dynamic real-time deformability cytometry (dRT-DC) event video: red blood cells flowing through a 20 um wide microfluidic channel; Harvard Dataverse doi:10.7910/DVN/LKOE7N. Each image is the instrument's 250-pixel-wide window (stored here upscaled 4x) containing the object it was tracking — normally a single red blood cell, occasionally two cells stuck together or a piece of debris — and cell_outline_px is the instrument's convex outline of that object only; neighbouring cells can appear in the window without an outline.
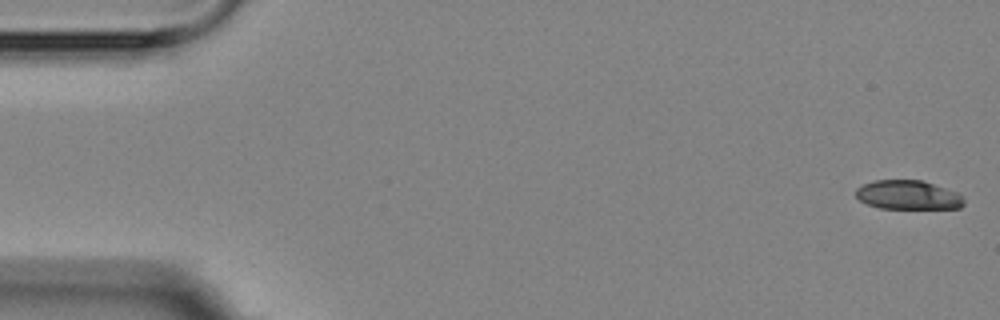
{"species": "Egyptian fruit bat (a non-hibernating species)", "species_latin": "Rousettus aegyptiacus", "temperature_condition": "room temperature", "stored_images_in_passage": 7, "camera_frame_rate_fps": 3000, "um_per_image_px": 0.085, "animal": {"sex": "female"}, "frame": {"image": 1, "passage_image": 1, "time_ms": 0.0, "image_size_px": [1000, 320], "cell_outline_px": [[964, 204], [960, 208], [880, 208], [868, 204], [860, 200], [856, 196], [856, 188], [864, 184], [876, 180], [924, 180], [956, 192], [964, 200]], "centroid_in_image_um": [77.18, 16.56], "position_along_channel_um": 7.8, "area_um2": 18.15}}
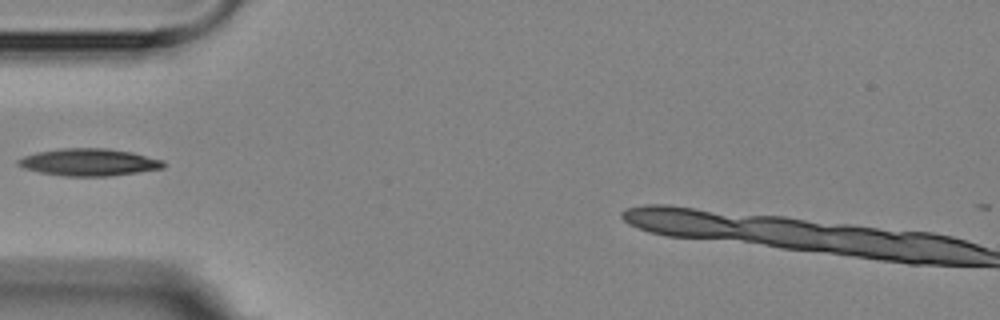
{"frame": {"image": 2, "passage_image": 6, "time_ms": 5.667, "image_size_px": [1000, 320], "cell_outline_px": [[164, 168], [108, 176], [64, 176], [40, 172], [24, 168], [16, 164], [16, 160], [24, 156], [36, 152], [60, 148], [108, 148], [132, 152], [164, 160]], "centroid_in_image_um": [7.54, 13.78], "position_along_channel_um": 77.5, "area_um2": 23.06}}
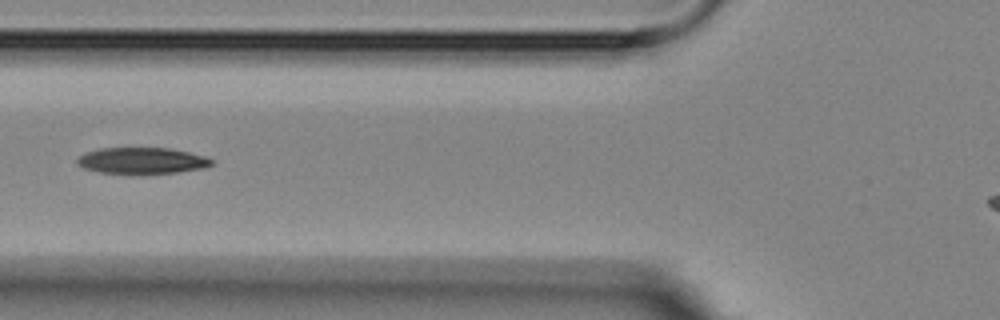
{"frame": {"image": 3, "passage_image": 7, "time_ms": 6.667, "image_size_px": [1000, 320], "cell_outline_px": [[212, 164], [200, 168], [176, 172], [100, 172], [84, 168], [76, 164], [76, 160], [80, 156], [88, 152], [100, 148], [168, 148], [188, 152], [204, 156], [212, 160]], "centroid_in_image_um": [12.03, 13.63], "position_along_channel_um": 113.8, "area_um2": 19.77}}